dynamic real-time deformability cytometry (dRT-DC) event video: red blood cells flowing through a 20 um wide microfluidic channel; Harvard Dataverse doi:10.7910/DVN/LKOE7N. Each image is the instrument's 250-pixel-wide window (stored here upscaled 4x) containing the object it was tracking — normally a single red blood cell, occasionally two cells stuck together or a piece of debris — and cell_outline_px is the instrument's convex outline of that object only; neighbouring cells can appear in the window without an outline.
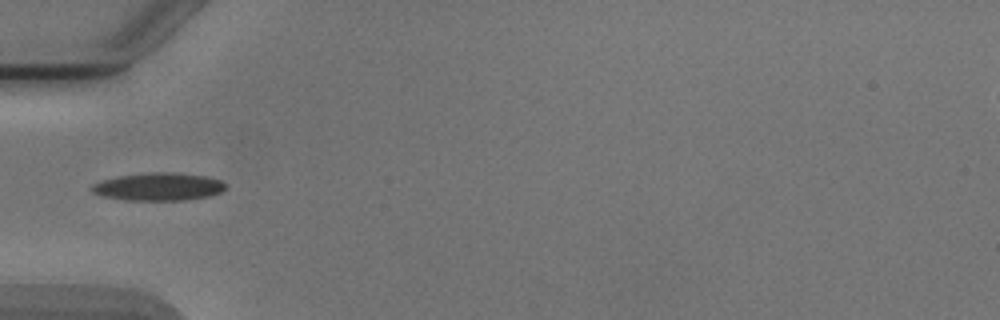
{"species": "Egyptian fruit bat (a non-hibernating species)", "species_latin": "Rousettus aegyptiacus", "temperature_condition": "cold", "stored_images_in_passage": 1, "camera_frame_rate_fps": 3000, "um_per_image_px": 0.085, "animal": {"sex": "male"}, "frame": {"image": 1, "passage_image": 1, "time_ms": 0.0, "image_size_px": [1000, 320], "cell_outline_px": [[228, 188], [220, 192], [208, 196], [184, 200], [124, 200], [100, 196], [92, 192], [92, 184], [104, 180], [120, 176], [152, 172], [172, 172], [204, 176], [220, 180], [228, 184]], "centroid_in_image_um": [13.49, 15.87], "position_along_channel_um": 71.5, "area_um2": 21.62}}